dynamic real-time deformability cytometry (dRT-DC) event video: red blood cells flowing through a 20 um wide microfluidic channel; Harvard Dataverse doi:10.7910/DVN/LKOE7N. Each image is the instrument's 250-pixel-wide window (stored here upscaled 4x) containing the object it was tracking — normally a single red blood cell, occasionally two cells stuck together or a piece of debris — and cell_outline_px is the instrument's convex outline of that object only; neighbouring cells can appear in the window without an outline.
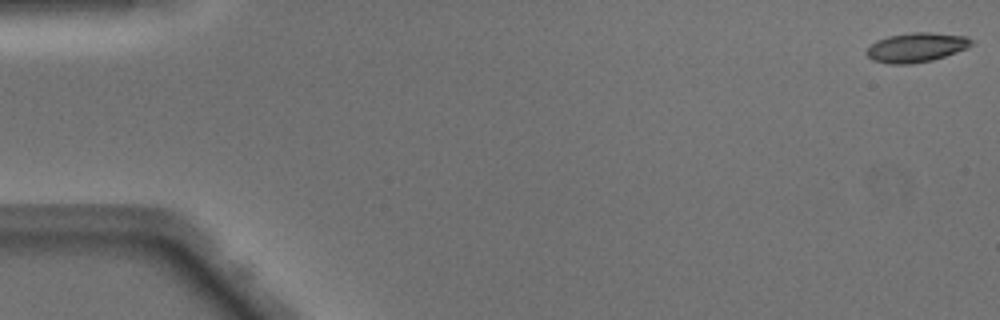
{"species": "Egyptian fruit bat (a non-hibernating species)", "species_latin": "Rousettus aegyptiacus", "temperature_condition": "warm", "stored_images_in_passage": 49, "camera_frame_rate_fps": 3000, "um_per_image_px": 0.085, "animal": {"sex": "male"}, "frame": {"image": 1, "passage_image": 1, "time_ms": 0.0, "image_size_px": [1000, 320], "cell_outline_px": [[972, 44], [968, 48], [932, 60], [912, 64], [888, 64], [872, 60], [864, 52], [876, 40], [888, 36], [912, 32], [932, 32], [968, 36], [972, 40]], "centroid_in_image_um": [77.88, 4.03], "position_along_channel_um": 7.1, "area_um2": 18.09}}
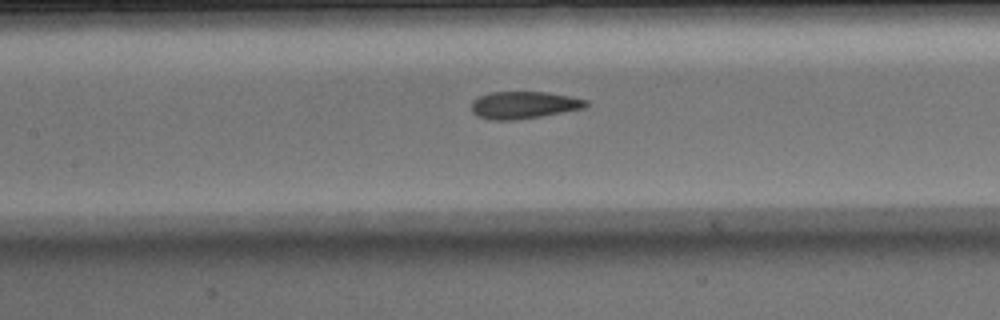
{"frame": {"image": 2, "passage_image": 23, "time_ms": 7.333, "image_size_px": [1000, 320], "cell_outline_px": [[588, 104], [584, 108], [540, 116], [516, 120], [488, 120], [476, 116], [472, 112], [472, 100], [488, 92], [544, 92], [568, 96], [588, 100]], "centroid_in_image_um": [44.47, 8.93], "position_along_channel_um": 162.9, "area_um2": 18.15}}
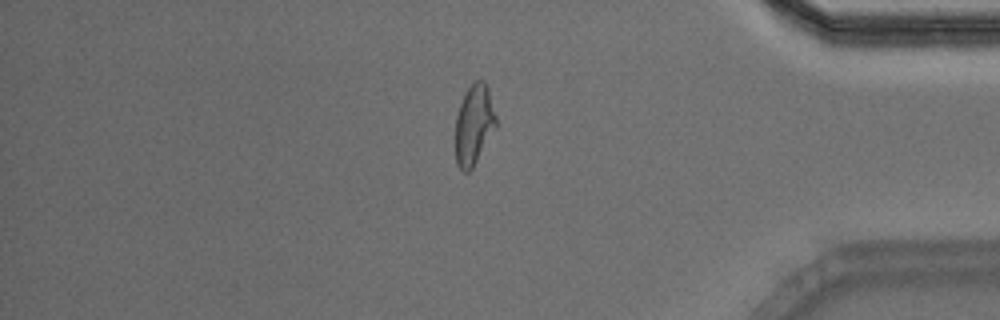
{"frame": {"image": 3, "passage_image": 42, "time_ms": 13.667, "image_size_px": [1000, 320], "cell_outline_px": [[496, 128], [472, 168], [468, 172], [464, 172], [456, 164], [456, 116], [460, 104], [468, 88], [476, 80], [484, 80], [488, 88], [496, 116]], "centroid_in_image_um": [40.29, 10.6], "position_along_channel_um": 394.9, "area_um2": 18.73}, "authors_computed_cell_mechanics": {"area_um2": 18.496, "velocity_mm_per_s": 4.0994, "shape_relaxation_time_tau1_ms": 6.9989, "shape_relaxation_time_tau2_ms": 1.4914, "deformation_change_tau1": 0.2192, "deformation_change_tau2": 0.0946}}